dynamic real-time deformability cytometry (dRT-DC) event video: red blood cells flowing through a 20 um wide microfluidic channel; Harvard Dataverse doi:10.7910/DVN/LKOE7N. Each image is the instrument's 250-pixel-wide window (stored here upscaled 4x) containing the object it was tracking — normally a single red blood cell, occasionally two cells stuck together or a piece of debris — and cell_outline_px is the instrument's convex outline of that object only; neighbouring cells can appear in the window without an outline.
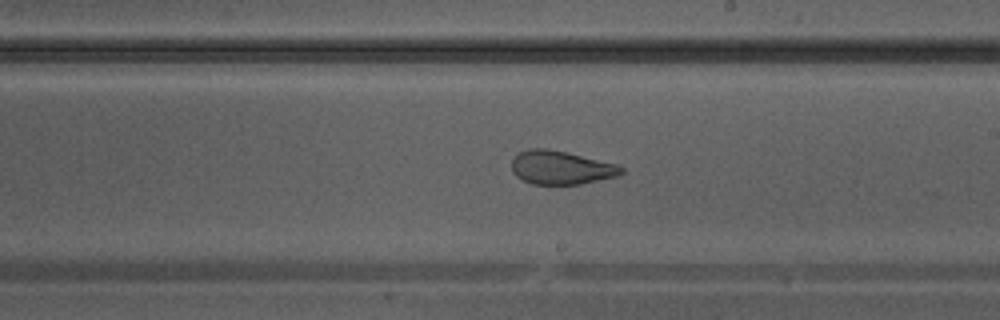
{"species": "Egyptian fruit bat (a non-hibernating species)", "species_latin": "Rousettus aegyptiacus", "temperature_condition": "warm", "stored_images_in_passage": 38, "camera_frame_rate_fps": 3000, "um_per_image_px": 0.085, "animal": {"sex": "male"}, "frame": {"image": 1, "passage_image": 22, "time_ms": 7.0, "image_size_px": [1000, 320], "cell_outline_px": [[624, 172], [620, 176], [580, 184], [532, 184], [516, 176], [512, 172], [512, 160], [520, 152], [528, 148], [548, 148], [620, 164], [624, 168]], "centroid_in_image_um": [47.74, 14.24], "position_along_channel_um": 241.3, "area_um2": 21.68}}